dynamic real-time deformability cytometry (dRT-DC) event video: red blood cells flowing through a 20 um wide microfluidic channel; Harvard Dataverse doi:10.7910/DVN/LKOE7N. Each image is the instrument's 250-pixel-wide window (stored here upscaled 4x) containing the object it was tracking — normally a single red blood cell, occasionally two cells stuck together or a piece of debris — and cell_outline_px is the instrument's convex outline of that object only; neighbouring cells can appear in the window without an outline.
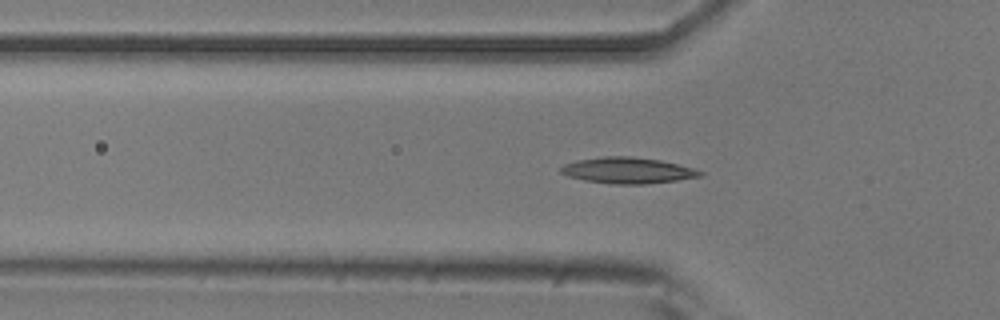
{"species": "common noctule bat (a hibernating species)", "species_latin": "Nyctalus noctula", "temperature_condition": "room temperature", "stored_images_in_passage": 50, "camera_frame_rate_fps": 3000, "um_per_image_px": 0.085, "animal": {"sex": "male", "body_mass_g": 20.5, "forearm_length_mm": 52.5}, "frame": {"image": 1, "passage_image": 15, "time_ms": 4.667, "image_size_px": [1000, 320], "cell_outline_px": [[704, 176], [676, 180], [644, 184], [612, 184], [584, 180], [568, 176], [560, 172], [560, 168], [564, 164], [580, 160], [604, 156], [632, 156], [660, 160], [692, 168], [704, 172]], "centroid_in_image_um": [53.36, 14.49], "position_along_channel_um": 72.4, "area_um2": 20.98}}
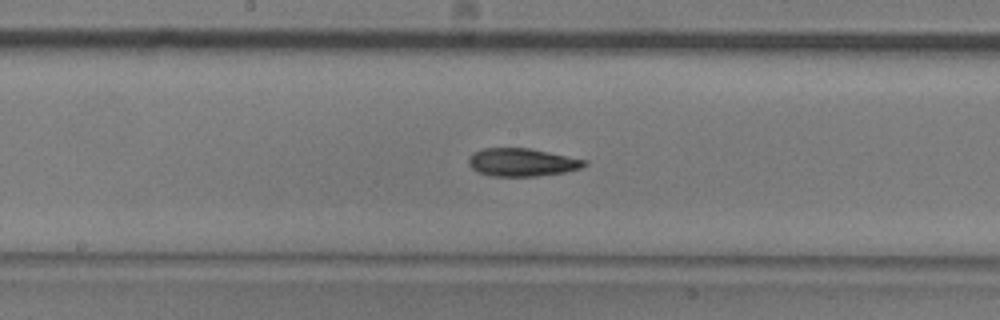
{"frame": {"image": 2, "passage_image": 25, "time_ms": 8.0, "image_size_px": [1000, 320], "cell_outline_px": [[588, 164], [580, 168], [564, 172], [536, 176], [492, 176], [476, 172], [468, 164], [468, 156], [472, 152], [484, 148], [528, 148], [588, 160]], "centroid_in_image_um": [44.33, 13.79], "position_along_channel_um": 203.9, "area_um2": 18.96}}
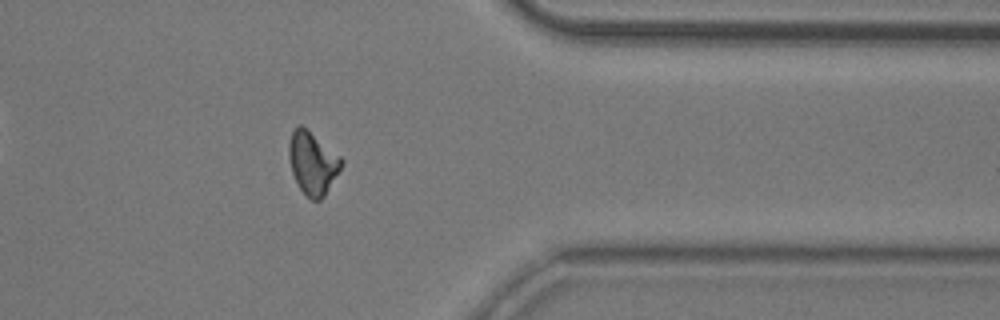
{"frame": {"image": 3, "passage_image": 40, "time_ms": 13.0, "image_size_px": [1000, 320], "cell_outline_px": [[344, 164], [324, 196], [320, 200], [312, 200], [300, 188], [292, 172], [288, 156], [288, 144], [292, 132], [300, 124], [340, 156], [344, 160]], "centroid_in_image_um": [26.58, 13.86], "position_along_channel_um": 384.8, "area_um2": 18.84}}